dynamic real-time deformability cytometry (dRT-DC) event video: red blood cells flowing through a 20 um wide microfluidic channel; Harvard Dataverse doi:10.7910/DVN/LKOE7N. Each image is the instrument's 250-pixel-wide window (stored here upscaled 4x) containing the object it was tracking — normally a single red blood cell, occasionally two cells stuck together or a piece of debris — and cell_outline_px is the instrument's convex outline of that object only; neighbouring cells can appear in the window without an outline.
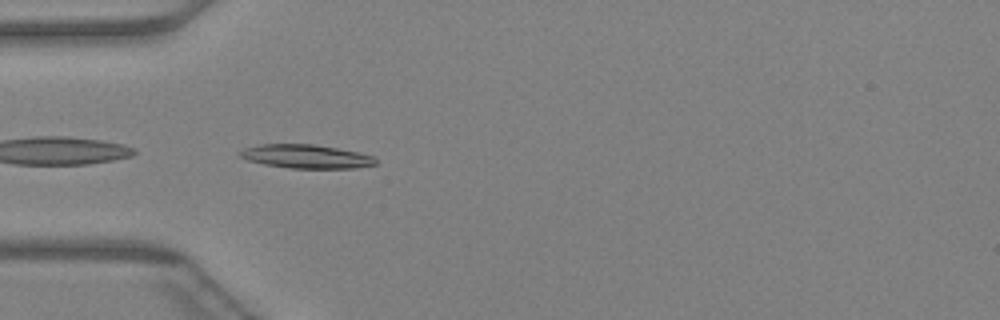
{"species": "Egyptian fruit bat (a non-hibernating species)", "species_latin": "Rousettus aegyptiacus", "temperature_condition": "warm", "stored_images_in_passage": 33, "camera_frame_rate_fps": 3000, "um_per_image_px": 0.085, "animal": {"sex": "female"}, "frame": {"image": 1, "passage_image": 1, "time_ms": 0.0, "image_size_px": [1000, 320], "cell_outline_px": [[376, 164], [356, 168], [292, 168], [264, 164], [248, 160], [240, 156], [236, 152], [244, 148], [260, 144], [316, 144], [360, 152], [372, 156], [376, 160]], "centroid_in_image_um": [26.01, 13.29], "position_along_channel_um": 59.0, "area_um2": 18.79}}
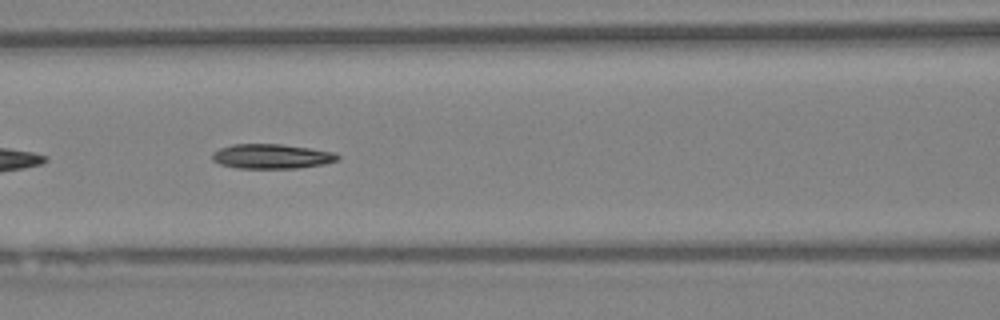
{"frame": {"image": 2, "passage_image": 7, "time_ms": 2.0, "image_size_px": [1000, 320], "cell_outline_px": [[340, 160], [324, 164], [296, 168], [236, 168], [220, 164], [212, 160], [212, 152], [220, 148], [232, 144], [280, 144], [312, 148], [336, 152], [340, 156]], "centroid_in_image_um": [23.12, 13.28], "position_along_channel_um": 143.5, "area_um2": 18.21}}
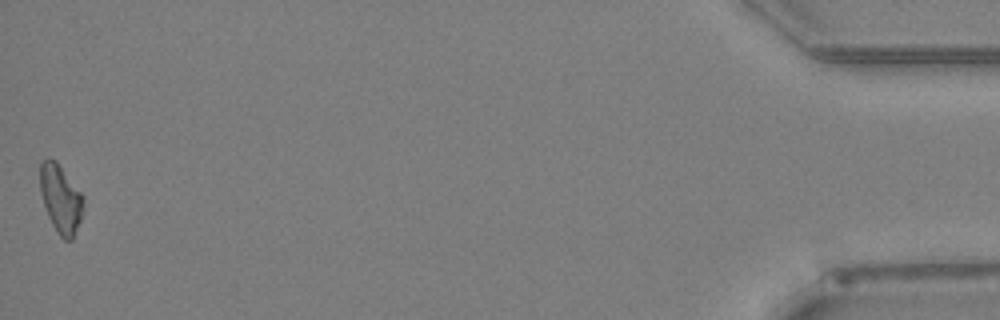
{"frame": {"image": 3, "passage_image": 33, "time_ms": 10.667, "image_size_px": [1000, 320], "cell_outline_px": [[84, 204], [80, 220], [72, 240], [64, 240], [56, 232], [48, 216], [44, 204], [40, 188], [40, 164], [48, 156], [56, 160], [80, 192], [84, 200]], "centroid_in_image_um": [5.15, 16.89], "position_along_channel_um": 430.1, "area_um2": 17.05}}